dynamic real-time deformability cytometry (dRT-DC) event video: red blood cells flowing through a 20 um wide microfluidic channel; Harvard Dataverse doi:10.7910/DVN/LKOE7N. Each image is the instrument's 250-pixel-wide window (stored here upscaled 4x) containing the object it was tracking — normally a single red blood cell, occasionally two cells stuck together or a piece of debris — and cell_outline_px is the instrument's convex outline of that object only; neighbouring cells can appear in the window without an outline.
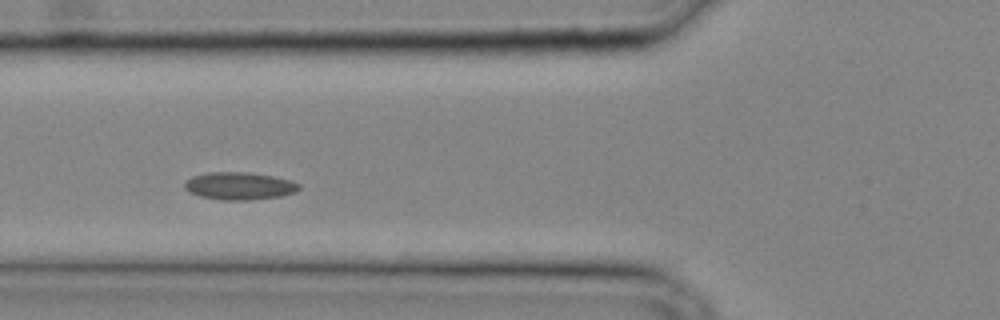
{"species": "common noctule bat (a hibernating species)", "species_latin": "Nyctalus noctula", "temperature_condition": "cold", "stored_images_in_passage": 29, "camera_frame_rate_fps": 3000, "um_per_image_px": 0.085, "animal": {"sex": "male", "body_mass_g": 20.4}, "frame": {"image": 1, "passage_image": 9, "time_ms": 2.667, "image_size_px": [1000, 320], "cell_outline_px": [[300, 188], [296, 192], [280, 196], [248, 200], [224, 200], [200, 196], [184, 188], [184, 184], [192, 176], [208, 172], [248, 172], [272, 176], [288, 180], [300, 184]], "centroid_in_image_um": [20.35, 15.8], "position_along_channel_um": 105.4, "area_um2": 18.15}}
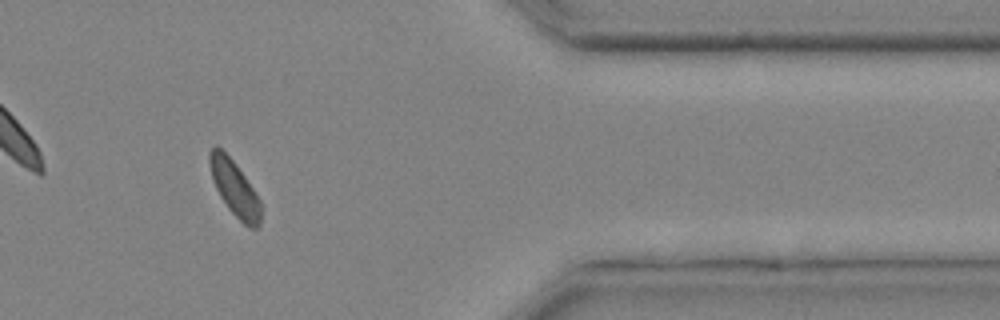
{"frame": {"image": 2, "passage_image": 25, "time_ms": 8.0, "image_size_px": [1000, 320], "cell_outline_px": [[260, 224], [256, 228], [248, 228], [228, 208], [220, 196], [216, 188], [212, 176], [208, 160], [208, 152], [216, 144], [236, 164], [260, 200]], "centroid_in_image_um": [19.92, 15.99], "position_along_channel_um": 391.5, "area_um2": 16.18}}